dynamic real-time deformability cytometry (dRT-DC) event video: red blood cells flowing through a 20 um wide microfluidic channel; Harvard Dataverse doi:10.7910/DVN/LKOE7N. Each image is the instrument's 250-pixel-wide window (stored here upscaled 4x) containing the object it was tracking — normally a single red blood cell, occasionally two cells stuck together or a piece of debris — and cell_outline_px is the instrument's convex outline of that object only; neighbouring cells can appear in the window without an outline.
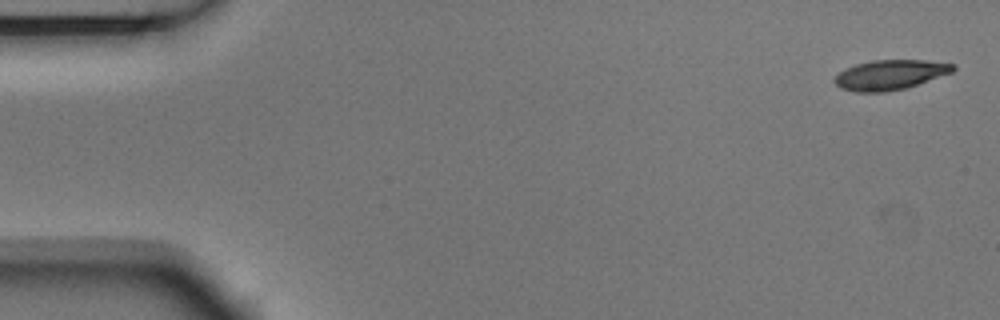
{"species": "Egyptian fruit bat (a non-hibernating species)", "species_latin": "Rousettus aegyptiacus", "temperature_condition": "room temperature", "stored_images_in_passage": 5, "camera_frame_rate_fps": 3000, "um_per_image_px": 0.085, "animal": {"sex": "male"}, "frame": {"image": 1, "passage_image": 1, "time_ms": 0.0, "image_size_px": [1000, 320], "cell_outline_px": [[956, 68], [952, 72], [904, 88], [884, 92], [856, 92], [840, 88], [832, 80], [844, 68], [856, 64], [872, 60], [924, 60], [956, 64]], "centroid_in_image_um": [75.62, 6.35], "position_along_channel_um": 9.4, "area_um2": 20.46}}
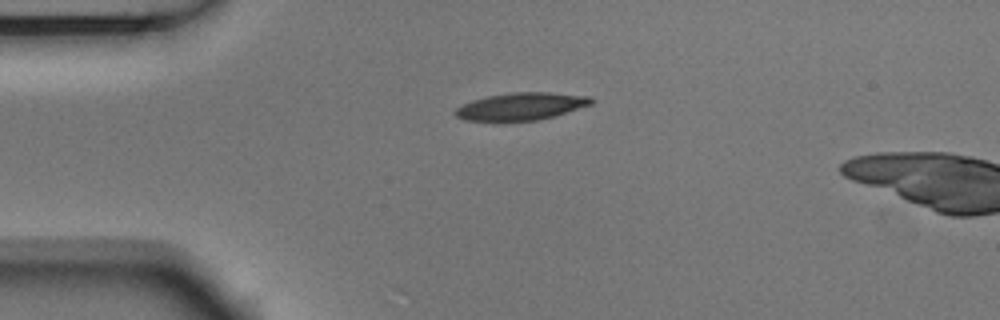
{"frame": {"image": 2, "passage_image": 4, "time_ms": 1.0, "image_size_px": [1000, 320], "cell_outline_px": [[596, 100], [592, 104], [552, 116], [536, 120], [496, 124], [464, 120], [456, 116], [452, 112], [456, 108], [472, 100], [488, 96], [512, 92], [548, 92], [592, 96]], "centroid_in_image_um": [44.23, 9.08], "position_along_channel_um": 40.8, "area_um2": 22.48}}